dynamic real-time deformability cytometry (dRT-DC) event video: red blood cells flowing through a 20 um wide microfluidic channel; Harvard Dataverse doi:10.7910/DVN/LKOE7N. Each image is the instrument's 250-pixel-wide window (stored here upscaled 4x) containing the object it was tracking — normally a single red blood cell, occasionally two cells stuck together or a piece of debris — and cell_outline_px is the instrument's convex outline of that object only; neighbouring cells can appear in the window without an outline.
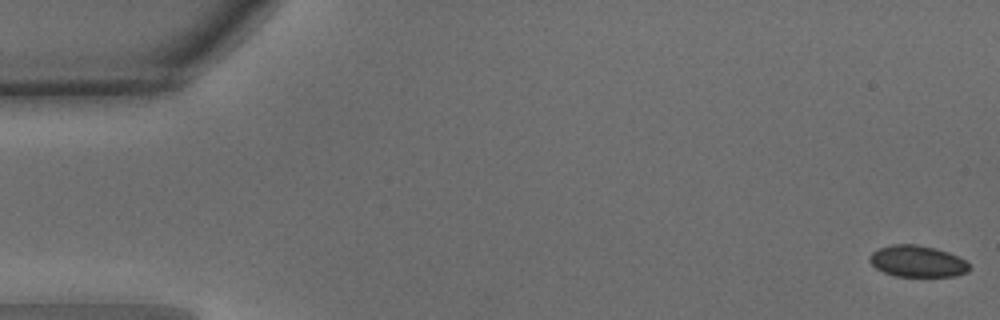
{"species": "common noctule bat (a hibernating species)", "species_latin": "Nyctalus noctula", "temperature_condition": "warm", "stored_images_in_passage": 50, "camera_frame_rate_fps": 3000, "um_per_image_px": 0.085, "animal": {"sex": "male", "body_mass_g": 15.6}, "frame": {"image": 1, "passage_image": 1, "time_ms": 0.0, "image_size_px": [1000, 320], "cell_outline_px": [[972, 268], [968, 272], [956, 276], [896, 276], [884, 272], [876, 268], [868, 260], [868, 256], [872, 252], [880, 248], [892, 244], [916, 244], [936, 248], [948, 252], [964, 260]], "centroid_in_image_um": [77.98, 22.21], "position_along_channel_um": 7.0, "area_um2": 18.32}}
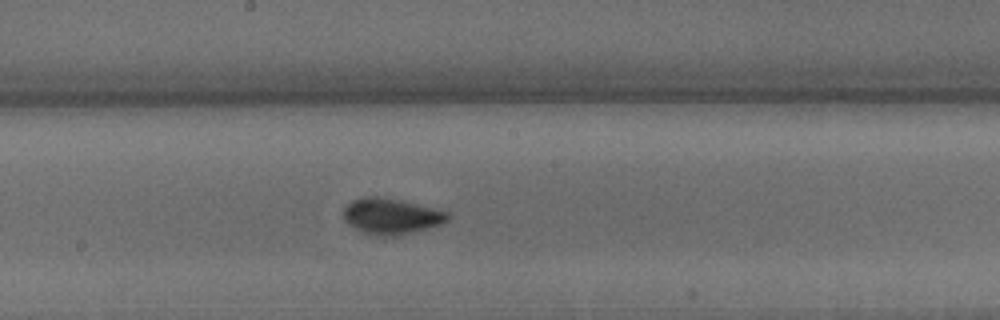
{"frame": {"image": 2, "passage_image": 27, "time_ms": 8.667, "image_size_px": [1000, 320], "cell_outline_px": [[452, 216], [448, 220], [440, 224], [428, 228], [396, 236], [376, 236], [364, 232], [348, 224], [344, 220], [344, 208], [352, 200], [364, 196], [376, 196], [400, 200], [448, 212]], "centroid_in_image_um": [33.25, 18.38], "position_along_channel_um": 215.0, "area_um2": 21.62}}
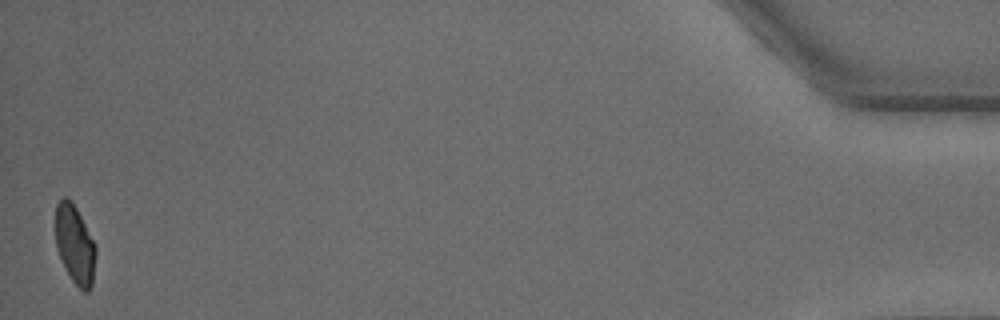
{"frame": {"image": 3, "passage_image": 50, "time_ms": 16.333, "image_size_px": [1000, 320], "cell_outline_px": [[96, 256], [92, 284], [88, 292], [84, 292], [72, 280], [60, 256], [56, 244], [56, 204], [64, 196], [68, 196], [72, 200], [96, 244]], "centroid_in_image_um": [6.39, 20.74], "position_along_channel_um": 428.8, "area_um2": 18.38}, "authors_computed_cell_mechanics": {"area_um2": 19.7098, "velocity_mm_per_s": 4.0216, "shape_relaxation_time_tau1_ms": 2.9008, "shape_relaxation_time_tau2_ms": null, "deformation_change_tau1": 0.1153, "deformation_change_tau2": null}}